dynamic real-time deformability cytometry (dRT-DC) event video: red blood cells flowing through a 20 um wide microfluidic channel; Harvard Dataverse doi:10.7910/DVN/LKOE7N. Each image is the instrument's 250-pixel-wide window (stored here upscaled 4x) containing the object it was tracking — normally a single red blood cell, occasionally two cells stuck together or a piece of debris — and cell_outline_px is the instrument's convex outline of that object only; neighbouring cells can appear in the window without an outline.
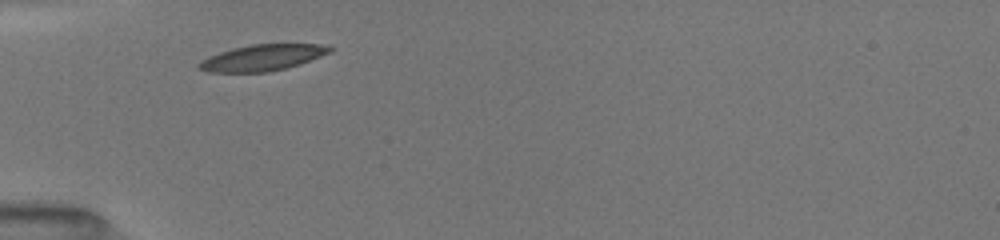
{"species": "common noctule bat (a hibernating species)", "species_latin": "Nyctalus noctula", "temperature_condition": "room temperature", "stored_images_in_passage": 2, "camera_frame_rate_fps": 3000, "um_per_image_px": 0.085, "animal": {"sex": "female", "body_mass_g": 19.5, "forearm_length_mm": 54.1}, "frame": {"image": 1, "passage_image": 1, "time_ms": 0.0, "image_size_px": [1000, 240], "cell_outline_px": [[332, 52], [300, 64], [268, 72], [208, 72], [196, 68], [196, 64], [200, 60], [208, 56], [232, 48], [252, 44], [320, 44], [332, 48]], "centroid_in_image_um": [22.25, 4.9], "position_along_channel_um": 62.8, "area_um2": 20.0}}
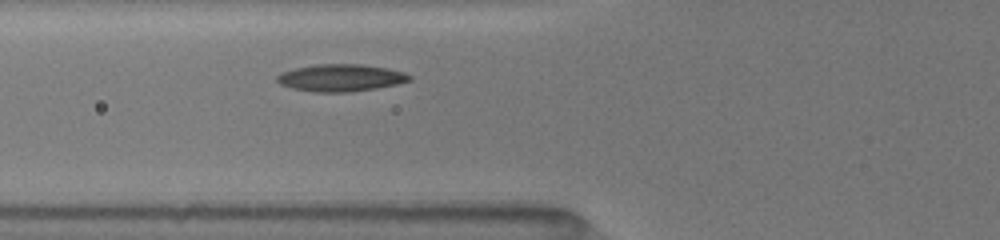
{"frame": {"image": 2, "passage_image": 2, "time_ms": 1.0, "image_size_px": [1000, 240], "cell_outline_px": [[412, 80], [396, 84], [376, 88], [348, 92], [316, 92], [292, 88], [280, 84], [276, 80], [276, 76], [280, 72], [296, 68], [316, 64], [356, 64], [388, 68], [404, 72], [412, 76]], "centroid_in_image_um": [28.95, 6.61], "position_along_channel_um": 96.8, "area_um2": 20.92}}